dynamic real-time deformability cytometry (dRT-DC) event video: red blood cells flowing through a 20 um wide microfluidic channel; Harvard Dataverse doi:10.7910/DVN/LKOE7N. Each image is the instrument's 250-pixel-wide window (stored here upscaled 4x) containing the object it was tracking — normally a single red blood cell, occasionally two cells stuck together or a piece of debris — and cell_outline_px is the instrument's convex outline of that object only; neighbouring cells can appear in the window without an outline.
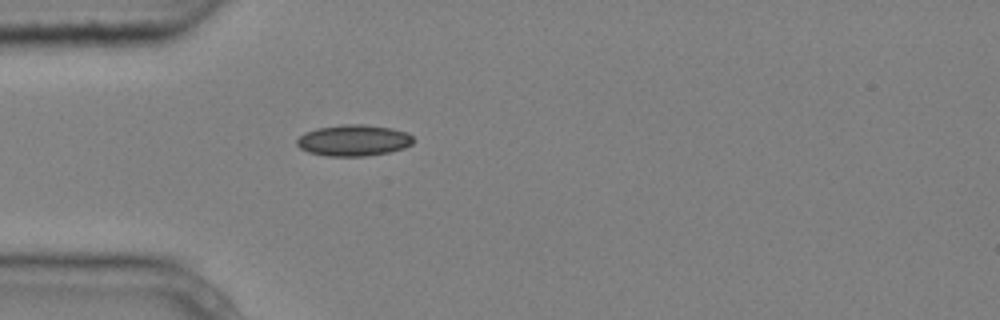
{"species": "common noctule bat (a hibernating species)", "species_latin": "Nyctalus noctula", "temperature_condition": "cold", "stored_images_in_passage": 1, "camera_frame_rate_fps": 3000, "um_per_image_px": 0.085, "animal": {"sex": "male", "body_mass_g": 20.4}, "frame": {"image": 1, "passage_image": 1, "time_ms": 0.0, "image_size_px": [1000, 320], "cell_outline_px": [[416, 140], [412, 144], [404, 148], [388, 152], [364, 156], [328, 156], [308, 152], [300, 148], [296, 144], [296, 140], [304, 132], [316, 128], [340, 124], [364, 124], [392, 128], [408, 132]], "centroid_in_image_um": [30.06, 11.92], "position_along_channel_um": 54.9, "area_um2": 21.44}}